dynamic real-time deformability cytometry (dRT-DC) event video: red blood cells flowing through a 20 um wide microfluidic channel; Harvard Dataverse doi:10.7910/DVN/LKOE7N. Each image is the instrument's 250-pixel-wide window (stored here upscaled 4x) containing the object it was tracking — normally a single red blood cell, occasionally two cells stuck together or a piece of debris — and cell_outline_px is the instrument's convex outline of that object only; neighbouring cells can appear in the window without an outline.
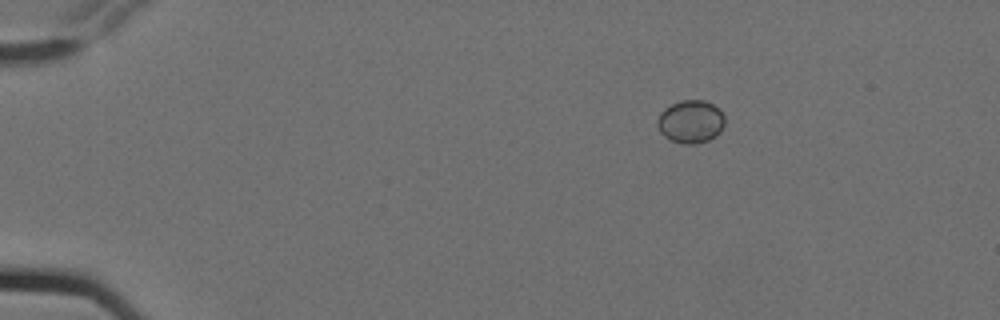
{"species": "Egyptian fruit bat (a non-hibernating species)", "species_latin": "Rousettus aegyptiacus", "temperature_condition": "cold", "stored_images_in_passage": 7, "camera_frame_rate_fps": 3000, "um_per_image_px": 0.085, "animal": {"sex": "female"}, "frame": {"image": 1, "passage_image": 1, "time_ms": 0.0, "image_size_px": [1000, 320], "cell_outline_px": [[724, 124], [720, 132], [716, 136], [708, 140], [696, 144], [684, 144], [668, 140], [660, 132], [656, 124], [656, 120], [660, 112], [664, 108], [680, 100], [704, 100], [720, 108], [724, 116]], "centroid_in_image_um": [58.69, 10.34], "position_along_channel_um": 26.3, "area_um2": 17.17}}
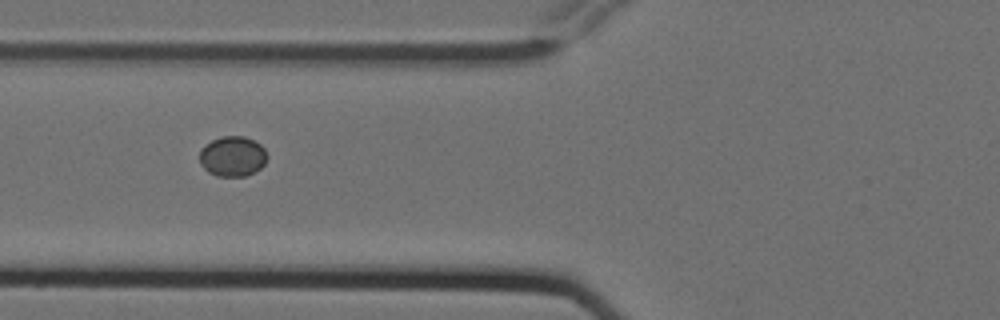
{"frame": {"image": 2, "passage_image": 5, "time_ms": 1.333, "image_size_px": [1000, 320], "cell_outline_px": [[268, 156], [264, 164], [260, 168], [244, 176], [216, 176], [208, 172], [200, 164], [200, 148], [204, 144], [220, 136], [244, 136], [260, 144], [264, 148]], "centroid_in_image_um": [19.74, 13.28], "position_along_channel_um": 106.1, "area_um2": 15.9}}
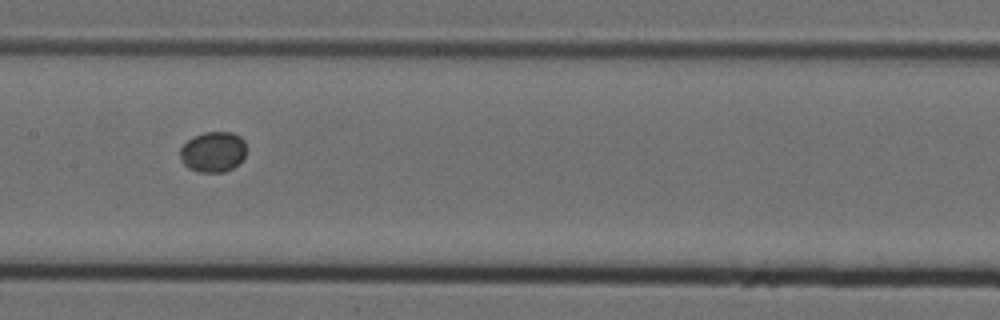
{"frame": {"image": 3, "passage_image": 7, "time_ms": 2.0, "image_size_px": [1000, 320], "cell_outline_px": [[244, 156], [232, 168], [224, 172], [196, 172], [188, 168], [180, 160], [180, 148], [192, 136], [204, 132], [232, 132], [240, 136], [244, 140]], "centroid_in_image_um": [18.07, 12.9], "position_along_channel_um": 189.3, "area_um2": 15.61}}